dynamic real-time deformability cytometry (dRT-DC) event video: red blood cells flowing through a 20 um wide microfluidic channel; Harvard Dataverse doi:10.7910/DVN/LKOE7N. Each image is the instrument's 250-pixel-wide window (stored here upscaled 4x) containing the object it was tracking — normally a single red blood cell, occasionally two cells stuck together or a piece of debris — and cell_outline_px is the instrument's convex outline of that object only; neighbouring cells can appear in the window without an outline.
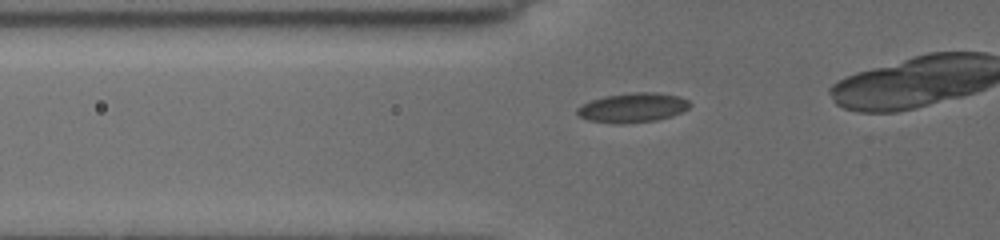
{"species": "common noctule bat (a hibernating species)", "species_latin": "Nyctalus noctula", "temperature_condition": "cold", "stored_images_in_passage": 28, "camera_frame_rate_fps": 3000, "um_per_image_px": 0.085, "animal": {"sex": "female", "body_mass_g": 19.5, "forearm_length_mm": 54.1}, "frame": {"image": 1, "passage_image": 23, "time_ms": 3.333, "image_size_px": [1000, 240], "cell_outline_px": [[692, 104], [688, 108], [672, 116], [656, 120], [624, 124], [616, 124], [588, 120], [576, 116], [576, 108], [580, 104], [604, 96], [632, 92], [656, 92], [680, 96], [688, 100]], "centroid_in_image_um": [53.75, 9.15], "position_along_channel_um": 72.1, "area_um2": 19.65}}